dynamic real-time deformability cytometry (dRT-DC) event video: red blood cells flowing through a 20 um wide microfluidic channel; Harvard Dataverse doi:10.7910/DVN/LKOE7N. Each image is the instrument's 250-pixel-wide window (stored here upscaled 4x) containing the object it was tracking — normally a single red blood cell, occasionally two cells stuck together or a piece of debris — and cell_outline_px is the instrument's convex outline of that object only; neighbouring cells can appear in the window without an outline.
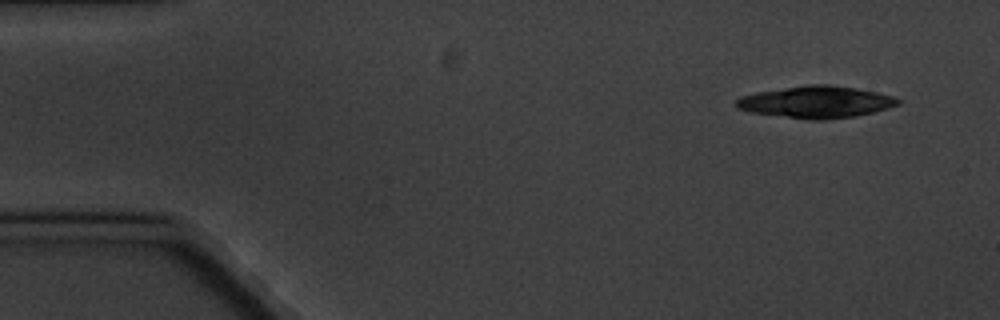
{"species": "common noctule bat (a hibernating species)", "species_latin": "Nyctalus noctula", "temperature_condition": "cold", "stored_images_in_passage": 10, "camera_frame_rate_fps": 3000, "um_per_image_px": 0.085, "animal": {"sex": "male", "body_mass_g": 20.1, "forearm_length_mm": 53.5}, "frame": {"image": 1, "passage_image": 1, "time_ms": 0.0, "image_size_px": [1000, 320], "cell_outline_px": [[900, 104], [888, 108], [856, 116], [824, 120], [808, 120], [748, 112], [736, 108], [732, 104], [740, 96], [756, 92], [808, 84], [828, 84], [856, 88], [876, 92], [892, 96], [900, 100]], "centroid_in_image_um": [69.31, 8.68], "position_along_channel_um": 15.7, "area_um2": 30.35}}